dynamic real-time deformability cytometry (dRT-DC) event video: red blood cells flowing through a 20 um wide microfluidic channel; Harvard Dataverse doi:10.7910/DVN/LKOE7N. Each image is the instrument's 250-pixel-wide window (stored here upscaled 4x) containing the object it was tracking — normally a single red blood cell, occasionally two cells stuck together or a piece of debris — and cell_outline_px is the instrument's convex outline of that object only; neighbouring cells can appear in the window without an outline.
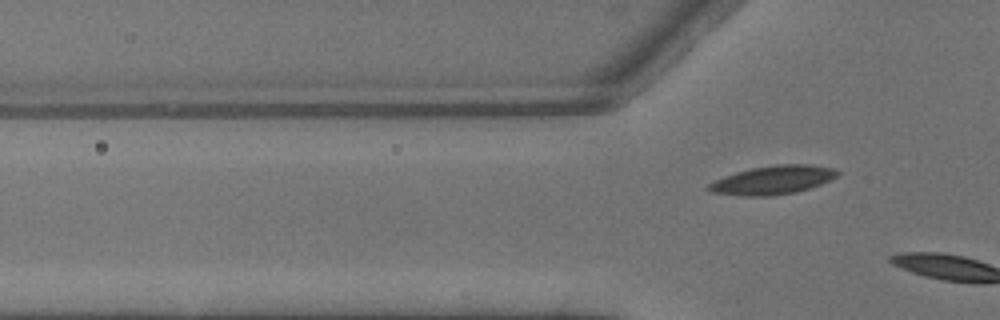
{"species": "common noctule bat (a hibernating species)", "species_latin": "Nyctalus noctula", "temperature_condition": "warm", "stored_images_in_passage": 4, "camera_frame_rate_fps": 3000, "um_per_image_px": 0.085, "animal": {"sex": "male", "body_mass_g": 13.3}, "frame": {"image": 1, "passage_image": 4, "time_ms": 1.0, "image_size_px": [1000, 320], "cell_outline_px": [[840, 172], [836, 176], [820, 184], [796, 192], [772, 196], [740, 196], [712, 192], [704, 188], [708, 184], [724, 176], [736, 172], [752, 168], [776, 164], [812, 164], [836, 168]], "centroid_in_image_um": [65.68, 15.3], "position_along_channel_um": 60.1, "area_um2": 21.56}}